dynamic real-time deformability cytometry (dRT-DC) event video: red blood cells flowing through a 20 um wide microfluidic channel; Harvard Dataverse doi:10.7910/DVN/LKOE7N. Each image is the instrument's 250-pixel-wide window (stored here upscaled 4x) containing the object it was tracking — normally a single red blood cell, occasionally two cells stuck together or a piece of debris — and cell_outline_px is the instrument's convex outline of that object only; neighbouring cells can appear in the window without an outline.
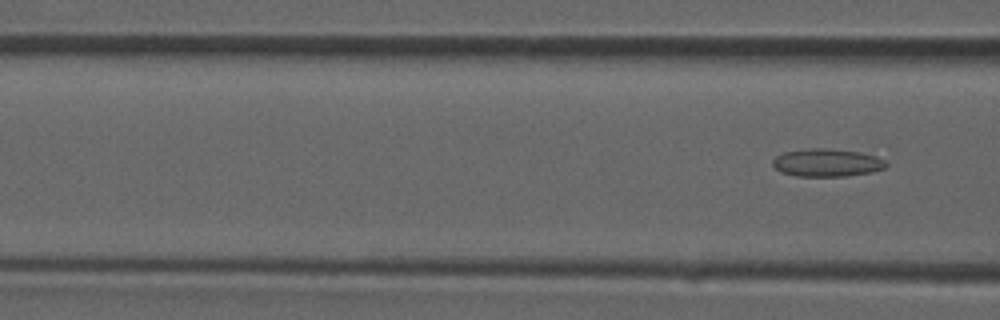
{"species": "common noctule bat (a hibernating species)", "species_latin": "Nyctalus noctula", "temperature_condition": "room temperature", "stored_images_in_passage": 3, "camera_frame_rate_fps": 3000, "um_per_image_px": 0.085, "animal": {"sex": "male", "forearm_length_mm": 52.5}, "frame": {"image": 1, "passage_image": 3, "time_ms": 2.333, "image_size_px": [1000, 320], "cell_outline_px": [[888, 164], [884, 168], [872, 172], [848, 176], [796, 176], [780, 172], [772, 164], [772, 160], [776, 156], [784, 152], [812, 148], [828, 148], [860, 152], [876, 156], [884, 160]], "centroid_in_image_um": [70.29, 13.83], "position_along_channel_um": 96.3, "area_um2": 18.44}}